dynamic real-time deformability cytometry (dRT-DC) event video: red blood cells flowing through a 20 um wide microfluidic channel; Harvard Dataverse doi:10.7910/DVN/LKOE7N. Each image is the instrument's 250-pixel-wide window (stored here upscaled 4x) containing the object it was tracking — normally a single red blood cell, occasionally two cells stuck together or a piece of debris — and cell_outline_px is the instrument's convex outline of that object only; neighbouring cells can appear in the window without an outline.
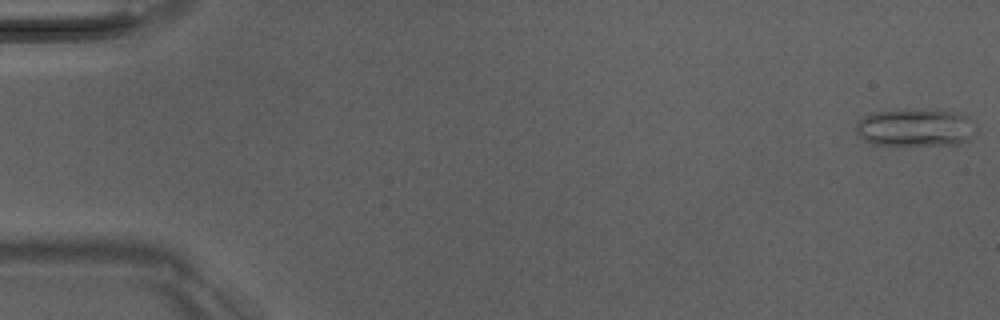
{"species": "Egyptian fruit bat (a non-hibernating species)", "species_latin": "Rousettus aegyptiacus", "temperature_condition": "room temperature", "stored_images_in_passage": 51, "camera_frame_rate_fps": 3000, "um_per_image_px": 0.085, "animal": {"sex": "male"}, "frame": {"image": 1, "passage_image": 1, "time_ms": 0.0, "image_size_px": [1000, 320], "cell_outline_px": [[968, 136], [964, 140], [956, 144], [896, 148], [872, 144], [864, 140], [856, 132], [856, 120], [864, 116], [876, 112], [904, 108], [924, 108], [952, 112], [964, 116], [968, 120]], "centroid_in_image_um": [77.59, 10.87], "position_along_channel_um": 7.4, "area_um2": 26.76}}
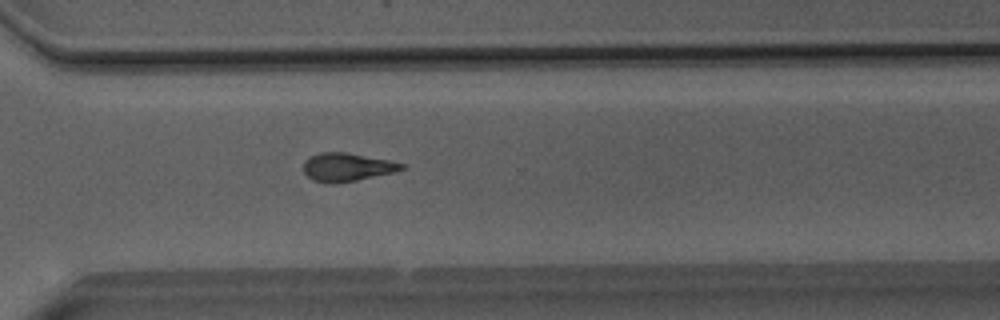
{"frame": {"image": 2, "passage_image": 37, "time_ms": 12.0, "image_size_px": [1000, 320], "cell_outline_px": [[408, 168], [392, 172], [356, 180], [336, 184], [328, 184], [312, 180], [304, 172], [304, 160], [320, 152], [344, 152], [388, 160], [408, 164]], "centroid_in_image_um": [29.5, 14.21], "position_along_channel_um": 341.1, "area_um2": 16.18}}
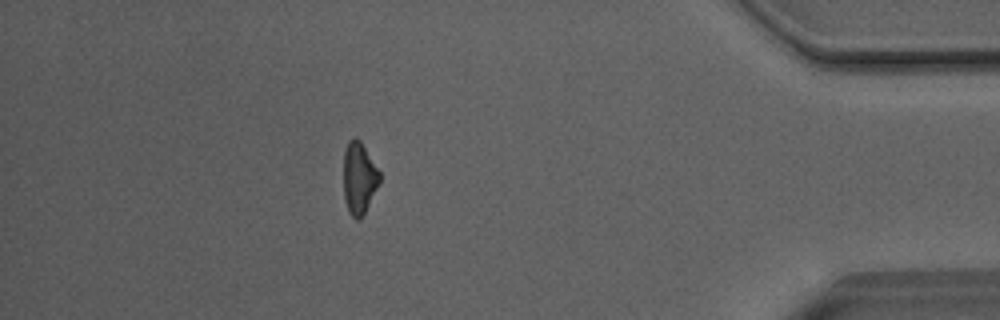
{"frame": {"image": 3, "passage_image": 45, "time_ms": 14.667, "image_size_px": [1000, 320], "cell_outline_px": [[380, 184], [364, 212], [356, 220], [348, 212], [344, 200], [344, 148], [348, 140], [352, 136], [356, 136], [360, 140], [380, 172]], "centroid_in_image_um": [30.51, 15.09], "position_along_channel_um": 404.7, "area_um2": 15.2}, "authors_computed_cell_mechanics": {"area_um2": 16.2418, "velocity_mm_per_s": 4.0711, "shape_relaxation_time_tau1_ms": 8.6118, "shape_relaxation_time_tau2_ms": null, "deformation_change_tau1": 0.2036, "deformation_change_tau2": null}}